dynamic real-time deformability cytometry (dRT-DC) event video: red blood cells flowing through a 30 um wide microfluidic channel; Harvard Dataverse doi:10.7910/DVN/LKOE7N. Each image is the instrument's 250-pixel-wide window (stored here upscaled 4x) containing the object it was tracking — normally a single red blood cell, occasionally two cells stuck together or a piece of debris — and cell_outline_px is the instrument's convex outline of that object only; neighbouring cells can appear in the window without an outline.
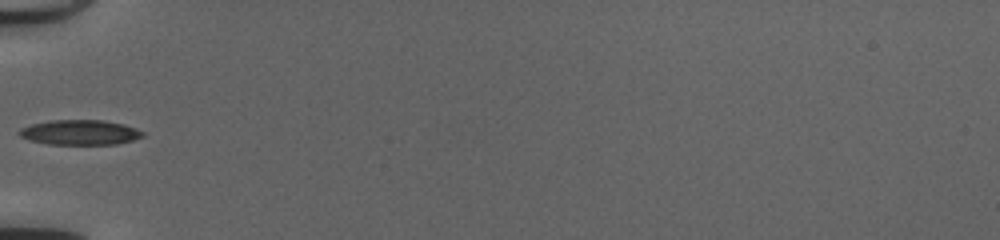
{"species": "common noctule bat (a hibernating species)", "species_latin": "Nyctalus noctula", "temperature_condition": "cold", "stored_images_in_passage": 30, "camera_frame_rate_fps": 3000, "um_per_image_px": 0.085, "animal": {"sex": "female", "body_mass_g": 20.0, "forearm_length_mm": 54.0}, "frame": {"image": 1, "passage_image": 1, "time_ms": 0.0, "image_size_px": [1000, 240], "cell_outline_px": [[144, 136], [132, 140], [116, 144], [48, 144], [28, 140], [20, 136], [16, 132], [20, 128], [32, 124], [48, 120], [104, 120], [124, 124], [136, 128], [144, 132]], "centroid_in_image_um": [6.77, 11.25], "position_along_channel_um": 78.2, "area_um2": 18.09}}
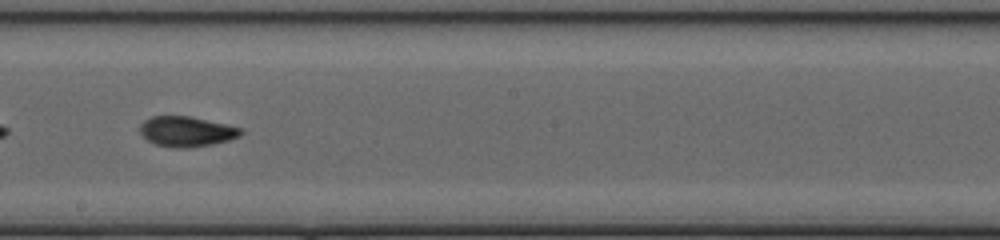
{"frame": {"image": 2, "passage_image": 12, "time_ms": 3.667, "image_size_px": [1000, 240], "cell_outline_px": [[244, 132], [240, 136], [228, 140], [212, 144], [188, 148], [172, 148], [156, 144], [148, 140], [140, 132], [140, 124], [144, 120], [152, 116], [192, 116], [228, 124], [244, 128]], "centroid_in_image_um": [15.9, 11.17], "position_along_channel_um": 232.3, "area_um2": 17.98}}
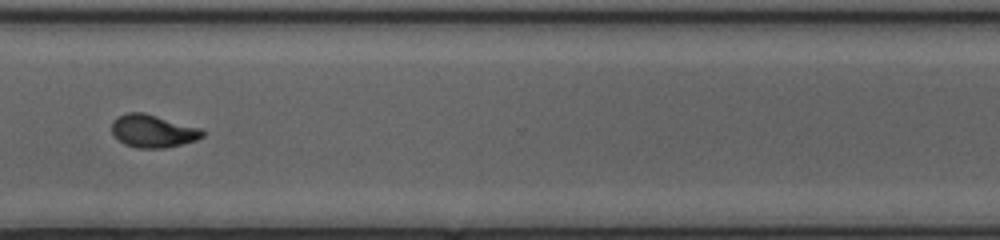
{"frame": {"image": 3, "passage_image": 21, "time_ms": 6.667, "image_size_px": [1000, 240], "cell_outline_px": [[208, 132], [204, 136], [196, 140], [164, 148], [136, 148], [124, 144], [112, 132], [112, 120], [128, 112], [144, 112], [200, 128]], "centroid_in_image_um": [13.02, 11.14], "position_along_channel_um": 357.6, "area_um2": 17.28}, "authors_computed_cell_mechanics": {"area_um2": 17.629, "velocity_mm_per_s": 4.1809, "shape_relaxation_time_tau1_ms": 5.3064, "shape_relaxation_time_tau2_ms": 1.417, "deformation_change_tau1": 0.2084, "deformation_change_tau2": 0.0638}}